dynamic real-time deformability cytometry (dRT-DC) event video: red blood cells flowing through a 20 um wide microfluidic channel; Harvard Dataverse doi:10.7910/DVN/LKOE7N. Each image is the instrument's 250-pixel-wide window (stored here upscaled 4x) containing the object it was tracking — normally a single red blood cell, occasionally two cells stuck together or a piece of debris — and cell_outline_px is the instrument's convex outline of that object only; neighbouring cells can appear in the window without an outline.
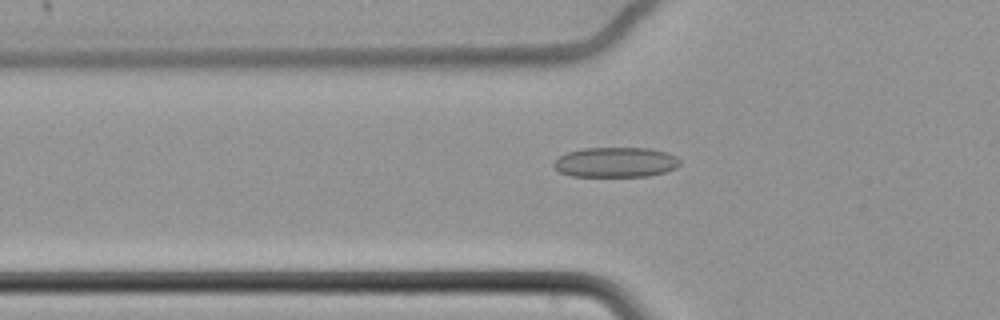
{"species": "common noctule bat (a hibernating species)", "species_latin": "Nyctalus noctula", "temperature_condition": "cold", "stored_images_in_passage": 53, "camera_frame_rate_fps": 3000, "um_per_image_px": 0.085, "animal": {"sex": "female", "body_mass_g": 22.7, "forearm_length_mm": 54.2}, "frame": {"image": 1, "passage_image": 14, "time_ms": 4.333, "image_size_px": [1000, 320], "cell_outline_px": [[680, 164], [676, 168], [664, 172], [648, 176], [572, 176], [560, 172], [552, 164], [560, 156], [568, 152], [584, 148], [652, 148], [668, 152], [676, 156], [680, 160]], "centroid_in_image_um": [52.37, 13.78], "position_along_channel_um": 73.4, "area_um2": 22.08}}
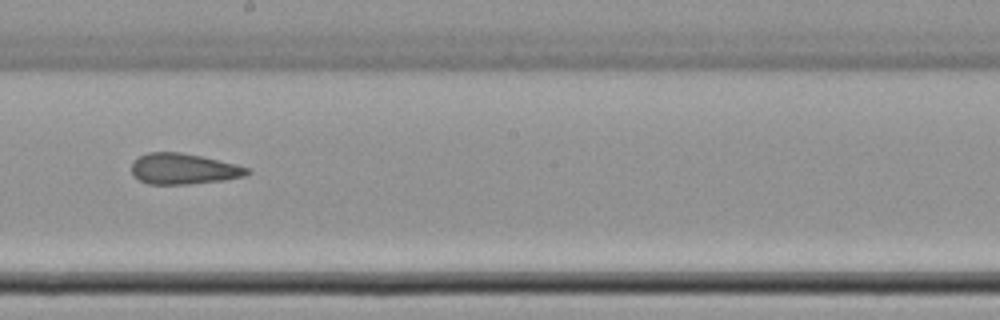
{"frame": {"image": 2, "passage_image": 28, "time_ms": 9.0, "image_size_px": [1000, 320], "cell_outline_px": [[252, 172], [244, 176], [224, 180], [188, 184], [148, 184], [132, 176], [132, 160], [148, 152], [180, 152], [200, 156], [236, 164], [248, 168]], "centroid_in_image_um": [15.58, 14.35], "position_along_channel_um": 232.6, "area_um2": 20.75}}
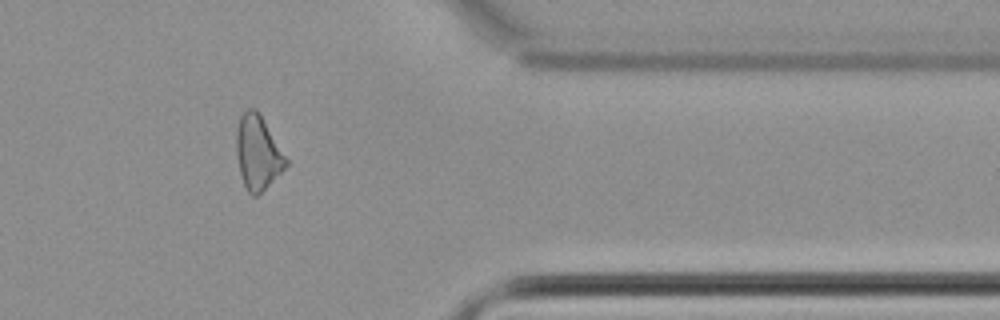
{"frame": {"image": 3, "passage_image": 43, "time_ms": 14.0, "image_size_px": [1000, 320], "cell_outline_px": [[288, 164], [256, 196], [252, 196], [248, 192], [244, 184], [240, 172], [236, 156], [236, 132], [240, 116], [248, 108], [256, 108], [288, 160]], "centroid_in_image_um": [21.88, 12.95], "position_along_channel_um": 389.5, "area_um2": 20.92}, "authors_computed_cell_mechanics": {"area_um2": 21.7906, "velocity_mm_per_s": 3.428, "shape_relaxation_time_tau1_ms": null, "shape_relaxation_time_tau2_ms": 3.606, "deformation_change_tau1": null, "deformation_change_tau2": 0.11}}